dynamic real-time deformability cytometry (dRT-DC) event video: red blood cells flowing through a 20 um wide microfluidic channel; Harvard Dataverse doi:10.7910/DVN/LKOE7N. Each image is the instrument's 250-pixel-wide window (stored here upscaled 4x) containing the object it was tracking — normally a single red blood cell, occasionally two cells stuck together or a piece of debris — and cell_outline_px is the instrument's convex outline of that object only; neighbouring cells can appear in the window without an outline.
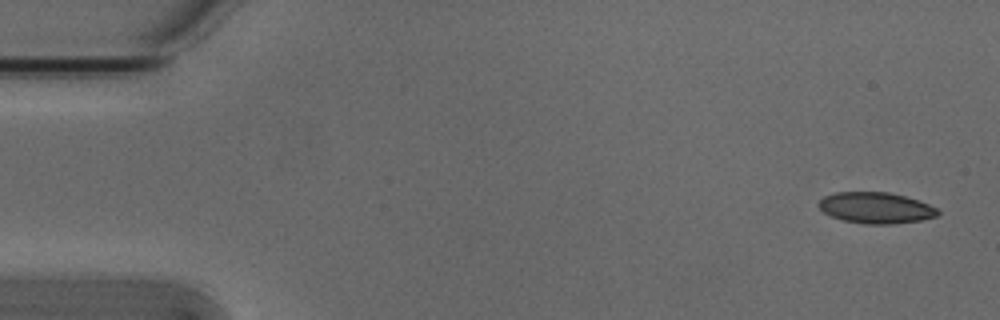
{"species": "Egyptian fruit bat (a non-hibernating species)", "species_latin": "Rousettus aegyptiacus", "temperature_condition": "cold", "stored_images_in_passage": 6, "camera_frame_rate_fps": 3000, "um_per_image_px": 0.085, "animal": {"sex": "male"}, "frame": {"image": 1, "passage_image": 1, "time_ms": 0.0, "image_size_px": [1000, 320], "cell_outline_px": [[940, 212], [936, 216], [920, 220], [892, 224], [864, 224], [844, 220], [832, 216], [824, 212], [816, 204], [824, 196], [836, 192], [888, 192], [904, 196], [928, 204], [936, 208]], "centroid_in_image_um": [74.42, 17.66], "position_along_channel_um": 10.6, "area_um2": 21.39}}
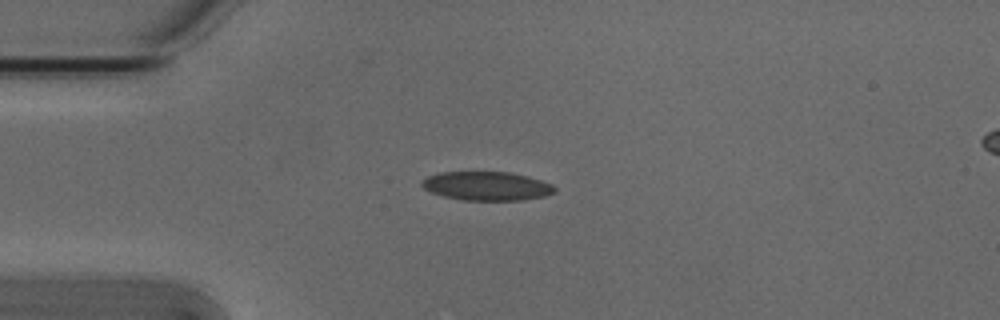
{"frame": {"image": 2, "passage_image": 4, "time_ms": 1.0, "image_size_px": [1000, 320], "cell_outline_px": [[556, 192], [544, 196], [524, 200], [460, 200], [444, 196], [432, 192], [424, 188], [420, 184], [420, 180], [436, 172], [508, 172], [528, 176], [552, 184], [556, 188]], "centroid_in_image_um": [41.36, 15.81], "position_along_channel_um": 43.6, "area_um2": 22.43}}